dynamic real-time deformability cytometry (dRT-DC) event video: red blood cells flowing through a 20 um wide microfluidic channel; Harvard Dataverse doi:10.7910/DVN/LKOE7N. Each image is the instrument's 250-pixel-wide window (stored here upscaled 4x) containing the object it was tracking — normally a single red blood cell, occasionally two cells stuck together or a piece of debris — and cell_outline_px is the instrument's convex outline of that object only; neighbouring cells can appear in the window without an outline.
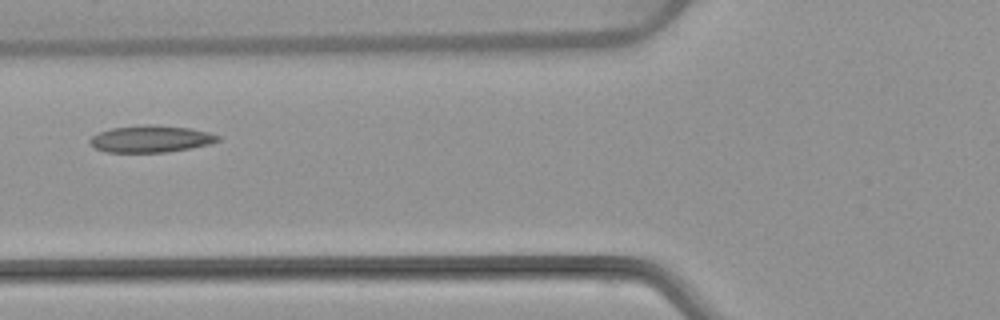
{"species": "common noctule bat (a hibernating species)", "species_latin": "Nyctalus noctula", "temperature_condition": "warm", "stored_images_in_passage": 5, "camera_frame_rate_fps": 3000, "um_per_image_px": 0.085, "animal": {"sex": "female", "body_mass_g": 22.7, "forearm_length_mm": 54.2}, "frame": {"image": 1, "passage_image": 5, "time_ms": 5.0, "image_size_px": [1000, 320], "cell_outline_px": [[220, 140], [208, 144], [188, 148], [164, 152], [104, 152], [96, 148], [88, 140], [92, 136], [100, 132], [112, 128], [148, 124], [188, 128], [208, 132], [220, 136]], "centroid_in_image_um": [12.8, 11.8], "position_along_channel_um": 113.0, "area_um2": 19.71}}